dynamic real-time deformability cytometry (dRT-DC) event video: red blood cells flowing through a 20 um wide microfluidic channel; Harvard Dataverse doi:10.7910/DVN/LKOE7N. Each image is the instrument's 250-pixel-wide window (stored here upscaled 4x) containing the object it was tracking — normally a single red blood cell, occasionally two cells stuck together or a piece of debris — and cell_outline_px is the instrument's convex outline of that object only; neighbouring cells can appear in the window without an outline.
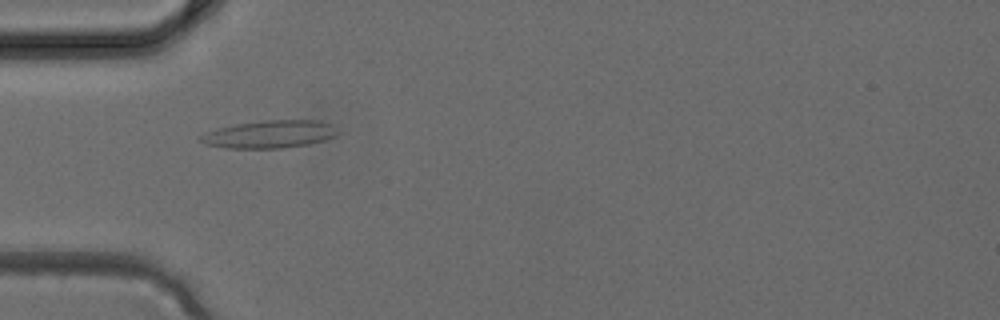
{"species": "common noctule bat (a hibernating species)", "species_latin": "Nyctalus noctula", "temperature_condition": "cold", "stored_images_in_passage": 4, "camera_frame_rate_fps": 3000, "um_per_image_px": 0.085, "animal": {"sex": "female", "body_mass_g": 24.6, "forearm_length_mm": 56.2}, "frame": {"image": 1, "passage_image": 3, "time_ms": 0.667, "image_size_px": [1000, 320], "cell_outline_px": [[344, 132], [336, 136], [324, 140], [308, 144], [284, 148], [224, 148], [204, 144], [200, 140], [200, 136], [204, 132], [216, 128], [236, 124], [260, 120], [320, 120], [336, 124]], "centroid_in_image_um": [23.01, 11.39], "position_along_channel_um": 62.0, "area_um2": 22.77}}
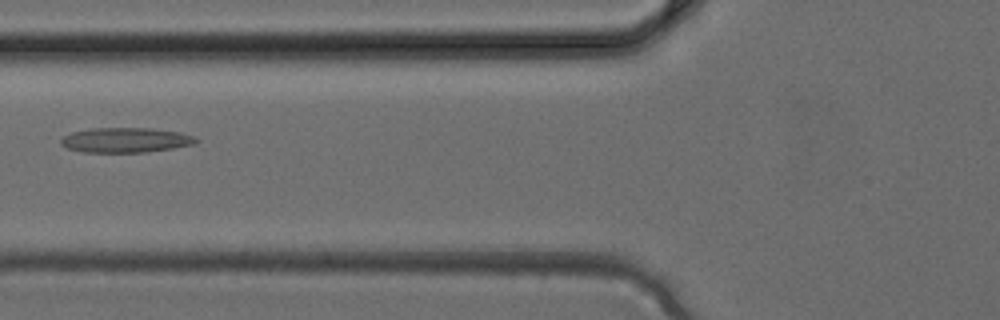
{"frame": {"image": 2, "passage_image": 4, "time_ms": 1.0, "image_size_px": [1000, 320], "cell_outline_px": [[200, 140], [196, 144], [172, 148], [144, 152], [84, 152], [68, 148], [60, 144], [60, 140], [64, 136], [72, 132], [92, 128], [152, 128], [180, 132], [196, 136]], "centroid_in_image_um": [10.73, 11.9], "position_along_channel_um": 115.1, "area_um2": 19.65}}